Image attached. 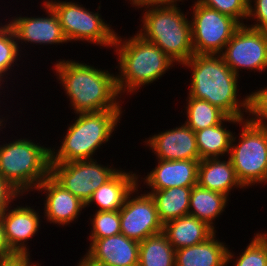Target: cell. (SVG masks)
<instances>
[{"mask_svg":"<svg viewBox=\"0 0 267 266\" xmlns=\"http://www.w3.org/2000/svg\"><path fill=\"white\" fill-rule=\"evenodd\" d=\"M241 126L239 138L235 132L232 136L229 158L238 180L249 189L256 183L255 186L267 183V129L247 119L242 120Z\"/></svg>","mask_w":267,"mask_h":266,"instance_id":"7","label":"cell"},{"mask_svg":"<svg viewBox=\"0 0 267 266\" xmlns=\"http://www.w3.org/2000/svg\"><path fill=\"white\" fill-rule=\"evenodd\" d=\"M42 9L46 16H14L11 20H8L11 28L14 32L18 47L20 49V43L38 44L43 46L60 45L68 43L65 38L57 14L54 10L43 0ZM46 10V11H45Z\"/></svg>","mask_w":267,"mask_h":266,"instance_id":"13","label":"cell"},{"mask_svg":"<svg viewBox=\"0 0 267 266\" xmlns=\"http://www.w3.org/2000/svg\"><path fill=\"white\" fill-rule=\"evenodd\" d=\"M179 3L142 8L141 29L144 39L157 45L171 60L180 66L194 55L191 24Z\"/></svg>","mask_w":267,"mask_h":266,"instance_id":"5","label":"cell"},{"mask_svg":"<svg viewBox=\"0 0 267 266\" xmlns=\"http://www.w3.org/2000/svg\"><path fill=\"white\" fill-rule=\"evenodd\" d=\"M4 85V83L2 82V81H0V89L1 90H5V89H3L4 87H2ZM0 93H2L1 91H0ZM1 102V101H0ZM0 108H1V106H0ZM3 115H1L0 116V123H3V122H8L7 120L9 119L8 117H7V119L5 118V117H2ZM6 119V120H5Z\"/></svg>","mask_w":267,"mask_h":266,"instance_id":"39","label":"cell"},{"mask_svg":"<svg viewBox=\"0 0 267 266\" xmlns=\"http://www.w3.org/2000/svg\"><path fill=\"white\" fill-rule=\"evenodd\" d=\"M207 158L199 161L197 184L203 188L231 196L235 188L246 189L238 180L229 156ZM222 159V160H221Z\"/></svg>","mask_w":267,"mask_h":266,"instance_id":"20","label":"cell"},{"mask_svg":"<svg viewBox=\"0 0 267 266\" xmlns=\"http://www.w3.org/2000/svg\"><path fill=\"white\" fill-rule=\"evenodd\" d=\"M23 196L9 182L0 177V215L12 205L11 203H14L13 201L23 199Z\"/></svg>","mask_w":267,"mask_h":266,"instance_id":"34","label":"cell"},{"mask_svg":"<svg viewBox=\"0 0 267 266\" xmlns=\"http://www.w3.org/2000/svg\"><path fill=\"white\" fill-rule=\"evenodd\" d=\"M247 115L252 124L267 129V86L248 94Z\"/></svg>","mask_w":267,"mask_h":266,"instance_id":"31","label":"cell"},{"mask_svg":"<svg viewBox=\"0 0 267 266\" xmlns=\"http://www.w3.org/2000/svg\"><path fill=\"white\" fill-rule=\"evenodd\" d=\"M138 175L137 172H128L121 168L109 181L93 192L85 207L88 208L94 203L98 208L96 211H119L127 196L137 187Z\"/></svg>","mask_w":267,"mask_h":266,"instance_id":"19","label":"cell"},{"mask_svg":"<svg viewBox=\"0 0 267 266\" xmlns=\"http://www.w3.org/2000/svg\"><path fill=\"white\" fill-rule=\"evenodd\" d=\"M176 250L163 232L139 242L138 266H175Z\"/></svg>","mask_w":267,"mask_h":266,"instance_id":"26","label":"cell"},{"mask_svg":"<svg viewBox=\"0 0 267 266\" xmlns=\"http://www.w3.org/2000/svg\"><path fill=\"white\" fill-rule=\"evenodd\" d=\"M90 240L85 255L103 266H138L139 242L122 233Z\"/></svg>","mask_w":267,"mask_h":266,"instance_id":"18","label":"cell"},{"mask_svg":"<svg viewBox=\"0 0 267 266\" xmlns=\"http://www.w3.org/2000/svg\"><path fill=\"white\" fill-rule=\"evenodd\" d=\"M248 4L247 22L252 19L255 24L245 23V25L253 29L267 31V0H249Z\"/></svg>","mask_w":267,"mask_h":266,"instance_id":"33","label":"cell"},{"mask_svg":"<svg viewBox=\"0 0 267 266\" xmlns=\"http://www.w3.org/2000/svg\"><path fill=\"white\" fill-rule=\"evenodd\" d=\"M228 198L230 199L225 194L203 188L196 184L192 187L188 215L197 217L216 231L214 222L228 206Z\"/></svg>","mask_w":267,"mask_h":266,"instance_id":"24","label":"cell"},{"mask_svg":"<svg viewBox=\"0 0 267 266\" xmlns=\"http://www.w3.org/2000/svg\"><path fill=\"white\" fill-rule=\"evenodd\" d=\"M200 4L226 14L241 25L247 22L249 0H197Z\"/></svg>","mask_w":267,"mask_h":266,"instance_id":"32","label":"cell"},{"mask_svg":"<svg viewBox=\"0 0 267 266\" xmlns=\"http://www.w3.org/2000/svg\"><path fill=\"white\" fill-rule=\"evenodd\" d=\"M108 165L98 163L97 158L68 163H50V176L86 204L93 192L121 169Z\"/></svg>","mask_w":267,"mask_h":266,"instance_id":"10","label":"cell"},{"mask_svg":"<svg viewBox=\"0 0 267 266\" xmlns=\"http://www.w3.org/2000/svg\"><path fill=\"white\" fill-rule=\"evenodd\" d=\"M123 112L111 109L75 114L76 120L69 124L66 135L63 134L60 147L50 148V163L94 159L97 150L110 142V137L117 131Z\"/></svg>","mask_w":267,"mask_h":266,"instance_id":"4","label":"cell"},{"mask_svg":"<svg viewBox=\"0 0 267 266\" xmlns=\"http://www.w3.org/2000/svg\"><path fill=\"white\" fill-rule=\"evenodd\" d=\"M192 187H171L146 191L153 198L160 221L164 224L189 213Z\"/></svg>","mask_w":267,"mask_h":266,"instance_id":"25","label":"cell"},{"mask_svg":"<svg viewBox=\"0 0 267 266\" xmlns=\"http://www.w3.org/2000/svg\"><path fill=\"white\" fill-rule=\"evenodd\" d=\"M261 232L253 236L239 256L234 258L235 252L228 250L227 266L232 261L234 266H267V237Z\"/></svg>","mask_w":267,"mask_h":266,"instance_id":"29","label":"cell"},{"mask_svg":"<svg viewBox=\"0 0 267 266\" xmlns=\"http://www.w3.org/2000/svg\"><path fill=\"white\" fill-rule=\"evenodd\" d=\"M90 219L91 231L87 239L105 238L121 233L119 211H95Z\"/></svg>","mask_w":267,"mask_h":266,"instance_id":"30","label":"cell"},{"mask_svg":"<svg viewBox=\"0 0 267 266\" xmlns=\"http://www.w3.org/2000/svg\"><path fill=\"white\" fill-rule=\"evenodd\" d=\"M58 60L52 70L75 114L122 109L124 101L120 99L116 74L83 61Z\"/></svg>","mask_w":267,"mask_h":266,"instance_id":"1","label":"cell"},{"mask_svg":"<svg viewBox=\"0 0 267 266\" xmlns=\"http://www.w3.org/2000/svg\"><path fill=\"white\" fill-rule=\"evenodd\" d=\"M143 143L159 160H201L195 132L185 123L150 135Z\"/></svg>","mask_w":267,"mask_h":266,"instance_id":"14","label":"cell"},{"mask_svg":"<svg viewBox=\"0 0 267 266\" xmlns=\"http://www.w3.org/2000/svg\"><path fill=\"white\" fill-rule=\"evenodd\" d=\"M185 124L194 132L222 123L228 115L206 100L186 97Z\"/></svg>","mask_w":267,"mask_h":266,"instance_id":"27","label":"cell"},{"mask_svg":"<svg viewBox=\"0 0 267 266\" xmlns=\"http://www.w3.org/2000/svg\"><path fill=\"white\" fill-rule=\"evenodd\" d=\"M230 69L264 72L267 69V31L241 25L220 54Z\"/></svg>","mask_w":267,"mask_h":266,"instance_id":"11","label":"cell"},{"mask_svg":"<svg viewBox=\"0 0 267 266\" xmlns=\"http://www.w3.org/2000/svg\"><path fill=\"white\" fill-rule=\"evenodd\" d=\"M33 207L11 205L0 215L7 242L15 253H30L27 241L41 229L42 216Z\"/></svg>","mask_w":267,"mask_h":266,"instance_id":"16","label":"cell"},{"mask_svg":"<svg viewBox=\"0 0 267 266\" xmlns=\"http://www.w3.org/2000/svg\"><path fill=\"white\" fill-rule=\"evenodd\" d=\"M30 256V253H14L2 258L0 266H41L39 262L34 263Z\"/></svg>","mask_w":267,"mask_h":266,"instance_id":"35","label":"cell"},{"mask_svg":"<svg viewBox=\"0 0 267 266\" xmlns=\"http://www.w3.org/2000/svg\"><path fill=\"white\" fill-rule=\"evenodd\" d=\"M77 263H78L77 266H103V265L93 262L85 254L83 257L80 258V261Z\"/></svg>","mask_w":267,"mask_h":266,"instance_id":"38","label":"cell"},{"mask_svg":"<svg viewBox=\"0 0 267 266\" xmlns=\"http://www.w3.org/2000/svg\"><path fill=\"white\" fill-rule=\"evenodd\" d=\"M131 6L137 8H145L149 6H158V5H168V4H175L178 2H184L183 0H129Z\"/></svg>","mask_w":267,"mask_h":266,"instance_id":"36","label":"cell"},{"mask_svg":"<svg viewBox=\"0 0 267 266\" xmlns=\"http://www.w3.org/2000/svg\"><path fill=\"white\" fill-rule=\"evenodd\" d=\"M57 14L62 32L68 42H88L97 46L111 48L116 32L106 23L101 13L90 11L79 2L44 0Z\"/></svg>","mask_w":267,"mask_h":266,"instance_id":"8","label":"cell"},{"mask_svg":"<svg viewBox=\"0 0 267 266\" xmlns=\"http://www.w3.org/2000/svg\"><path fill=\"white\" fill-rule=\"evenodd\" d=\"M182 66L191 69L189 71L192 73L187 95L208 101L228 116L247 118L248 94L242 100L239 99L240 77L230 69L221 55L194 54Z\"/></svg>","mask_w":267,"mask_h":266,"instance_id":"2","label":"cell"},{"mask_svg":"<svg viewBox=\"0 0 267 266\" xmlns=\"http://www.w3.org/2000/svg\"><path fill=\"white\" fill-rule=\"evenodd\" d=\"M35 191L43 192L46 196L43 200L42 218H45L47 223L50 222L59 227L70 225L78 220L81 211L86 208L85 203L64 189L50 175L38 185Z\"/></svg>","mask_w":267,"mask_h":266,"instance_id":"15","label":"cell"},{"mask_svg":"<svg viewBox=\"0 0 267 266\" xmlns=\"http://www.w3.org/2000/svg\"><path fill=\"white\" fill-rule=\"evenodd\" d=\"M122 37L117 33L112 46L117 55L118 63L115 68H118L119 74L115 72L116 84L121 97L137 94L143 86L161 79L175 66L176 63L157 45L138 33L129 38Z\"/></svg>","mask_w":267,"mask_h":266,"instance_id":"3","label":"cell"},{"mask_svg":"<svg viewBox=\"0 0 267 266\" xmlns=\"http://www.w3.org/2000/svg\"><path fill=\"white\" fill-rule=\"evenodd\" d=\"M215 231L205 241L175 252V266H227L228 246Z\"/></svg>","mask_w":267,"mask_h":266,"instance_id":"21","label":"cell"},{"mask_svg":"<svg viewBox=\"0 0 267 266\" xmlns=\"http://www.w3.org/2000/svg\"><path fill=\"white\" fill-rule=\"evenodd\" d=\"M4 125V127H3ZM6 123H0L1 129ZM3 144V145H2ZM0 145V177L22 195L36 190L50 175V148L28 138H17Z\"/></svg>","mask_w":267,"mask_h":266,"instance_id":"6","label":"cell"},{"mask_svg":"<svg viewBox=\"0 0 267 266\" xmlns=\"http://www.w3.org/2000/svg\"><path fill=\"white\" fill-rule=\"evenodd\" d=\"M15 252L10 248L5 232H4V227L2 220L0 218V258H5L8 256L13 255Z\"/></svg>","mask_w":267,"mask_h":266,"instance_id":"37","label":"cell"},{"mask_svg":"<svg viewBox=\"0 0 267 266\" xmlns=\"http://www.w3.org/2000/svg\"><path fill=\"white\" fill-rule=\"evenodd\" d=\"M162 232L175 250L197 245L215 231L197 217L186 215L163 224Z\"/></svg>","mask_w":267,"mask_h":266,"instance_id":"22","label":"cell"},{"mask_svg":"<svg viewBox=\"0 0 267 266\" xmlns=\"http://www.w3.org/2000/svg\"><path fill=\"white\" fill-rule=\"evenodd\" d=\"M246 118L228 116L222 123L195 132L200 159L229 156L233 131L227 124L239 125ZM225 124V125H224Z\"/></svg>","mask_w":267,"mask_h":266,"instance_id":"23","label":"cell"},{"mask_svg":"<svg viewBox=\"0 0 267 266\" xmlns=\"http://www.w3.org/2000/svg\"><path fill=\"white\" fill-rule=\"evenodd\" d=\"M4 24V25H2ZM21 52L18 47L14 32L9 22L0 23V81L5 84V81L10 77L9 73L14 70V66H18L20 61ZM20 53V54H19ZM13 67V68H12ZM13 69V70H12ZM7 75V76H6Z\"/></svg>","mask_w":267,"mask_h":266,"instance_id":"28","label":"cell"},{"mask_svg":"<svg viewBox=\"0 0 267 266\" xmlns=\"http://www.w3.org/2000/svg\"><path fill=\"white\" fill-rule=\"evenodd\" d=\"M192 5L190 24L194 54L220 55L241 24L197 0Z\"/></svg>","mask_w":267,"mask_h":266,"instance_id":"9","label":"cell"},{"mask_svg":"<svg viewBox=\"0 0 267 266\" xmlns=\"http://www.w3.org/2000/svg\"><path fill=\"white\" fill-rule=\"evenodd\" d=\"M156 160L157 165L144 178L138 175V185L143 181L144 188L156 191L197 184L199 160Z\"/></svg>","mask_w":267,"mask_h":266,"instance_id":"17","label":"cell"},{"mask_svg":"<svg viewBox=\"0 0 267 266\" xmlns=\"http://www.w3.org/2000/svg\"><path fill=\"white\" fill-rule=\"evenodd\" d=\"M139 188L142 189L137 185L133 189L119 210L121 233L137 242L163 230L153 198Z\"/></svg>","mask_w":267,"mask_h":266,"instance_id":"12","label":"cell"}]
</instances>
